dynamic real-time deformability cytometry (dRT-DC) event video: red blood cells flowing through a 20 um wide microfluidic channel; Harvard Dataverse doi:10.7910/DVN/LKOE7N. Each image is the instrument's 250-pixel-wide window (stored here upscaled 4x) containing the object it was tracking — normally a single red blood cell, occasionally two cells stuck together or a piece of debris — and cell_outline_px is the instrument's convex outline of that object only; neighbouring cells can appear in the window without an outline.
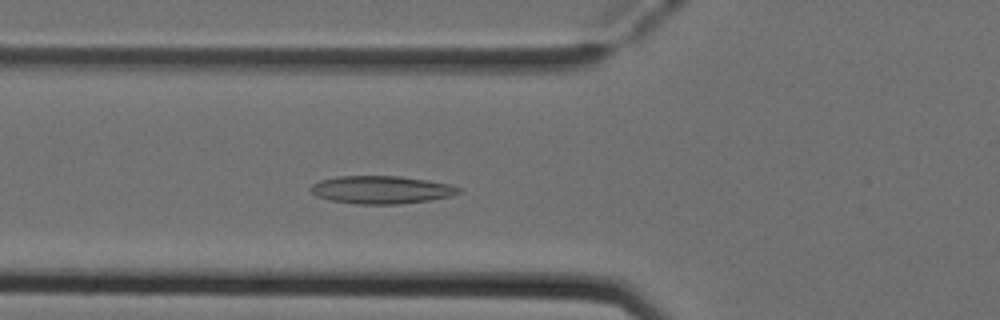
{"species": "Egyptian fruit bat (a non-hibernating species)", "species_latin": "Rousettus aegyptiacus", "temperature_condition": "cold", "stored_images_in_passage": 51, "camera_frame_rate_fps": 3000, "um_per_image_px": 0.085, "animal": {"sex": "female"}, "frame": {"image": 1, "passage_image": 17, "time_ms": 5.333, "image_size_px": [1000, 320], "cell_outline_px": [[460, 192], [452, 196], [428, 200], [396, 204], [356, 204], [332, 200], [316, 196], [308, 188], [312, 184], [320, 180], [336, 176], [400, 176], [428, 180], [448, 184], [460, 188]], "centroid_in_image_um": [32.38, 16.12], "position_along_channel_um": 93.4, "area_um2": 23.93}}
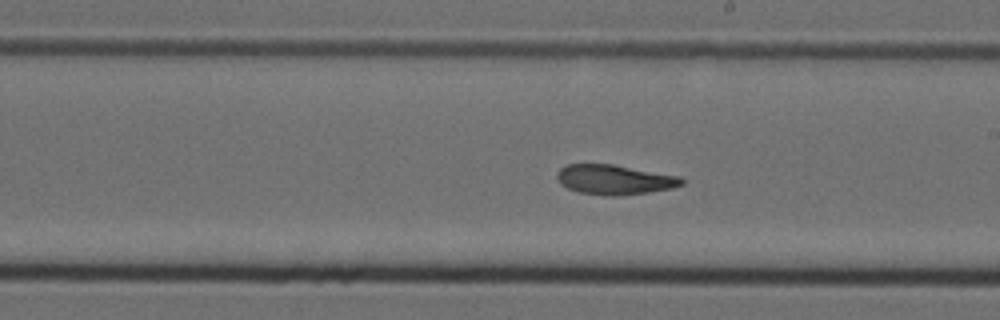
{"frame": {"image": 2, "passage_image": 28, "time_ms": 9.0, "image_size_px": [1000, 320], "cell_outline_px": [[684, 184], [672, 188], [648, 192], [620, 196], [604, 196], [580, 192], [568, 188], [560, 184], [556, 176], [556, 172], [560, 168], [568, 164], [612, 164], [680, 176], [684, 180]], "centroid_in_image_um": [52.22, 15.27], "position_along_channel_um": 236.8, "area_um2": 21.73}}
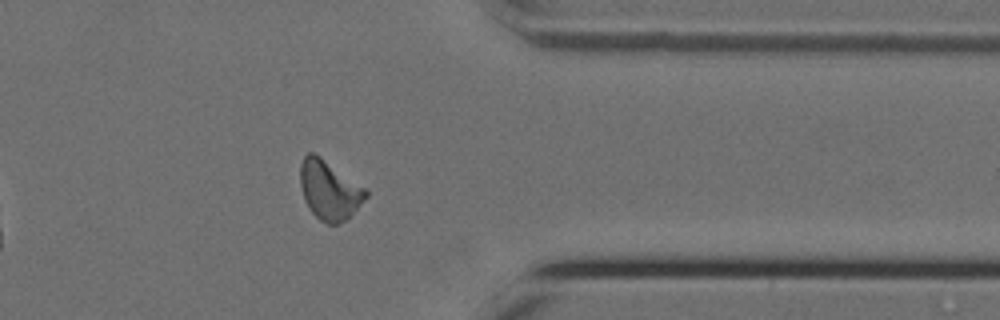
{"frame": {"image": 3, "passage_image": 40, "time_ms": 13.0, "image_size_px": [1000, 320], "cell_outline_px": [[368, 196], [344, 220], [336, 224], [328, 224], [320, 220], [312, 212], [304, 200], [300, 184], [300, 164], [304, 156], [308, 152], [312, 152], [320, 156], [368, 188]], "centroid_in_image_um": [27.99, 16.12], "position_along_channel_um": 383.4, "area_um2": 22.6}, "authors_computed_cell_mechanics": {"area_um2": 21.9062, "velocity_mm_per_s": 3.8933, "shape_relaxation_time_tau1_ms": 7.3468, "shape_relaxation_time_tau2_ms": 3.0734, "deformation_change_tau1": 0.1872, "deformation_change_tau2": 0.0946}}